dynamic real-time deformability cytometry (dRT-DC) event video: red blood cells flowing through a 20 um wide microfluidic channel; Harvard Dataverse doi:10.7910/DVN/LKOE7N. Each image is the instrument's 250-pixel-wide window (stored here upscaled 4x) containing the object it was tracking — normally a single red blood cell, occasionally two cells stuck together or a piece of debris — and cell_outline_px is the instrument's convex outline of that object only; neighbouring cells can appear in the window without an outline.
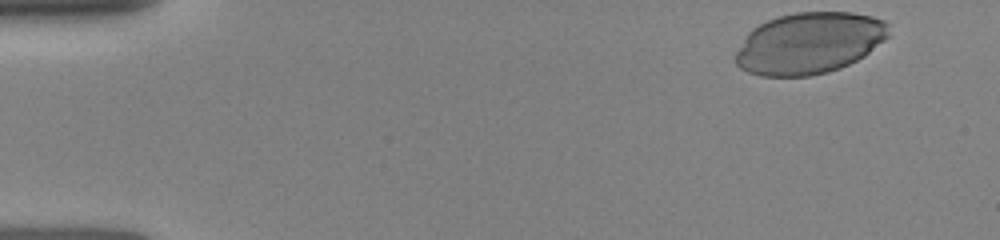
{"species": "human", "species_latin": "Homo sapiens", "temperature_condition": "room temperature", "stored_images_in_passage": 27, "camera_frame_rate_fps": 3000, "um_per_image_px": 0.085, "donor": {"sex": "female"}, "frame": {"image": 1, "passage_image": 1, "time_ms": 0.0, "image_size_px": [1000, 240], "cell_outline_px": [[888, 36], [884, 40], [864, 56], [840, 68], [828, 72], [808, 76], [760, 76], [748, 72], [740, 68], [736, 64], [736, 52], [748, 32], [752, 28], [768, 20], [780, 16], [796, 12], [852, 12], [872, 16], [884, 20], [888, 24]], "centroid_in_image_um": [68.78, 3.67], "position_along_channel_um": 16.2, "area_um2": 54.74}}